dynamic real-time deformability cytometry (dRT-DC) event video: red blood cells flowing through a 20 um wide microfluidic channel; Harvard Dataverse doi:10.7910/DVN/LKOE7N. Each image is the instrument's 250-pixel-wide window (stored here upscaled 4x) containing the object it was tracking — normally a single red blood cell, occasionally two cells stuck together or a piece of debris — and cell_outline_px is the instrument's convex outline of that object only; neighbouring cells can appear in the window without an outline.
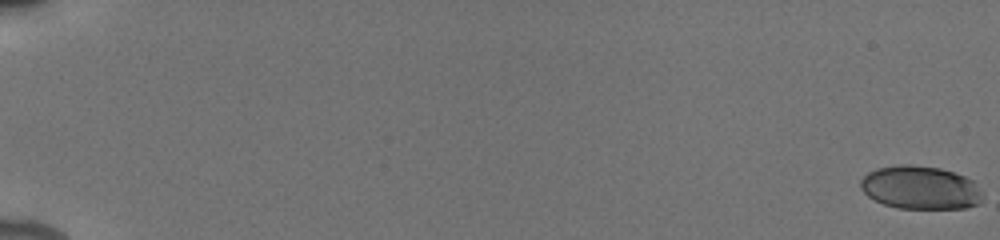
{"species": "human", "species_latin": "Homo sapiens", "temperature_condition": "cold", "stored_images_in_passage": 56, "camera_frame_rate_fps": 3000, "um_per_image_px": 0.085, "donor": {"sex": "male"}, "frame": {"image": 1, "passage_image": 1, "time_ms": 0.0, "image_size_px": [1000, 240], "cell_outline_px": [[984, 196], [976, 204], [964, 208], [896, 208], [884, 204], [868, 196], [860, 188], [860, 180], [868, 172], [876, 168], [900, 164], [912, 164], [940, 168], [964, 176], [972, 180], [984, 192]], "centroid_in_image_um": [78.22, 15.94], "position_along_channel_um": 6.8, "area_um2": 30.87}}
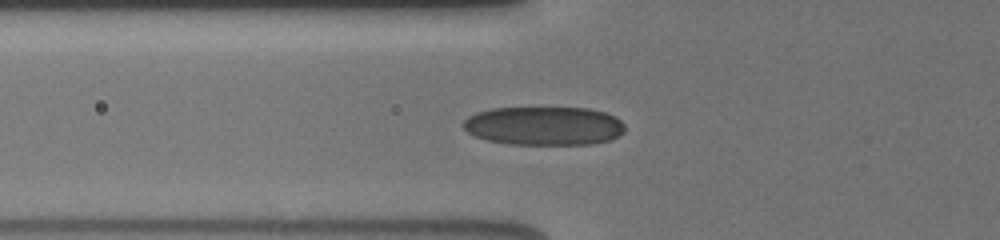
{"frame": {"image": 2, "passage_image": 23, "time_ms": 7.333, "image_size_px": [1000, 240], "cell_outline_px": [[624, 132], [620, 136], [608, 140], [592, 144], [512, 144], [488, 140], [476, 136], [468, 132], [460, 124], [468, 116], [476, 112], [492, 108], [588, 108], [604, 112], [616, 116], [624, 124]], "centroid_in_image_um": [46.25, 10.69], "position_along_channel_um": 79.6, "area_um2": 36.53}}
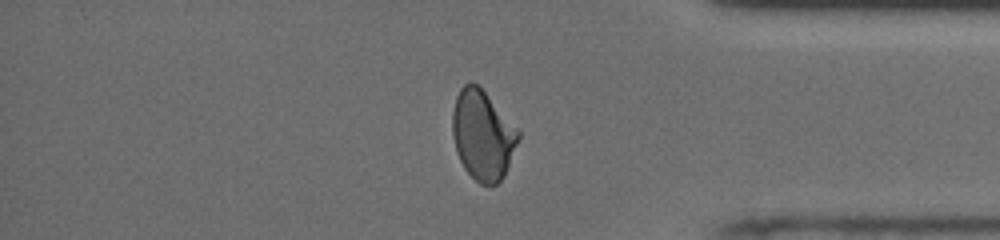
{"frame": {"image": 3, "passage_image": 48, "time_ms": 15.667, "image_size_px": [1000, 240], "cell_outline_px": [[520, 136], [504, 176], [496, 184], [480, 184], [464, 168], [456, 152], [452, 132], [452, 112], [456, 96], [460, 88], [464, 84], [480, 84], [520, 132]], "centroid_in_image_um": [41.01, 11.45], "position_along_channel_um": 394.2, "area_um2": 34.33}, "authors_computed_cell_mechanics": {"area_um2": 34.391, "velocity_mm_per_s": 3.9224, "shape_relaxation_time_tau1_ms": 5.4152, "shape_relaxation_time_tau2_ms": 1.2306, "deformation_change_tau1": 0.1389, "deformation_change_tau2": 0.0525}}